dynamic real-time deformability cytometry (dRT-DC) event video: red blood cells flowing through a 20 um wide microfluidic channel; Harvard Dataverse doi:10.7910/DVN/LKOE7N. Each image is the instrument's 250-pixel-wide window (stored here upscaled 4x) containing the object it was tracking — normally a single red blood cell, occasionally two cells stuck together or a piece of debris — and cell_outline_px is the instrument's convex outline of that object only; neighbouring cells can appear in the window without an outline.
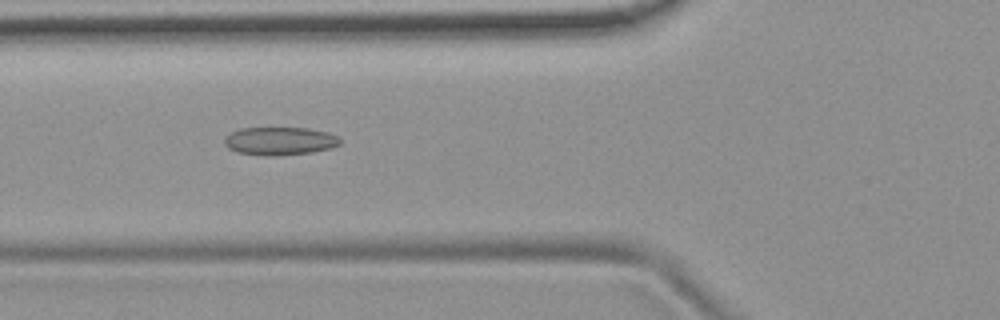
{"species": "common noctule bat (a hibernating species)", "species_latin": "Nyctalus noctula", "temperature_condition": "room temperature", "stored_images_in_passage": 52, "camera_frame_rate_fps": 3000, "um_per_image_px": 0.085, "animal": {"sex": "female", "body_mass_g": 19.9}, "frame": {"image": 1, "passage_image": 20, "time_ms": 6.333, "image_size_px": [1000, 320], "cell_outline_px": [[340, 144], [328, 148], [312, 152], [280, 156], [264, 156], [236, 152], [228, 148], [224, 144], [224, 140], [232, 132], [240, 128], [308, 128], [328, 132], [336, 136], [340, 140]], "centroid_in_image_um": [23.76, 11.99], "position_along_channel_um": 102.0, "area_um2": 18.9}}
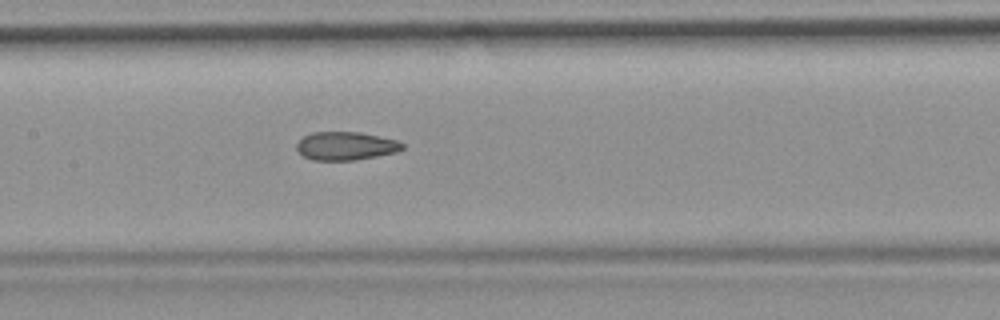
{"frame": {"image": 2, "passage_image": 26, "time_ms": 8.333, "image_size_px": [1000, 320], "cell_outline_px": [[404, 148], [396, 152], [356, 160], [312, 160], [304, 156], [296, 148], [296, 144], [304, 136], [312, 132], [360, 132], [396, 140], [404, 144]], "centroid_in_image_um": [29.39, 12.4], "position_along_channel_um": 178.0, "area_um2": 17.34}}
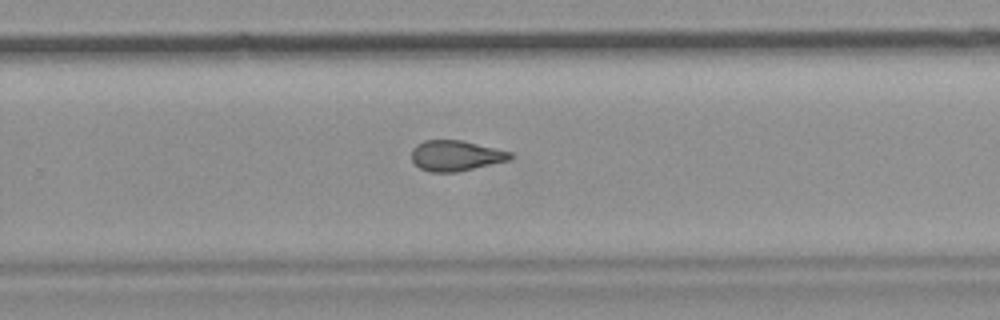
{"frame": {"image": 3, "passage_image": 35, "time_ms": 11.333, "image_size_px": [1000, 320], "cell_outline_px": [[512, 156], [508, 160], [456, 172], [428, 172], [420, 168], [412, 160], [412, 148], [416, 144], [424, 140], [460, 140], [512, 152]], "centroid_in_image_um": [38.69, 13.23], "position_along_channel_um": 291.1, "area_um2": 17.34}, "authors_computed_cell_mechanics": {"area_um2": 18.5827, "velocity_mm_per_s": 3.7852, "shape_relaxation_time_tau1_ms": null, "shape_relaxation_time_tau2_ms": 3.9062, "deformation_change_tau1": null, "deformation_change_tau2": 0.1213}}